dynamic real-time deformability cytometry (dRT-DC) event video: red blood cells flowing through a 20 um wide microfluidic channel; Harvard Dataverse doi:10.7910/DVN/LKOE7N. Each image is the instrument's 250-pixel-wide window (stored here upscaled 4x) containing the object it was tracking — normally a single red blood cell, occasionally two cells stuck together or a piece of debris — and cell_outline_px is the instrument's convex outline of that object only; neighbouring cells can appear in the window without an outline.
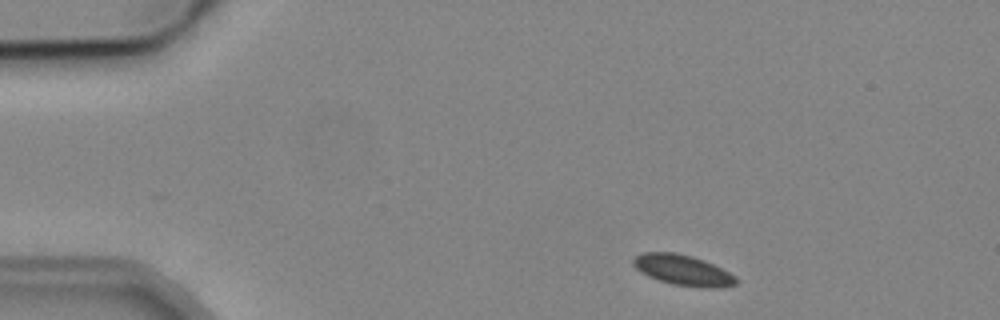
{"species": "common noctule bat (a hibernating species)", "species_latin": "Nyctalus noctula", "temperature_condition": "cold", "stored_images_in_passage": 3, "camera_frame_rate_fps": 3000, "um_per_image_px": 0.085, "animal": {"sex": "male", "body_mass_g": 19.2, "forearm_length_mm": 51.8}, "frame": {"image": 1, "passage_image": 1, "time_ms": 0.0, "image_size_px": [1000, 320], "cell_outline_px": [[740, 280], [736, 284], [724, 288], [704, 288], [672, 284], [648, 276], [640, 272], [632, 264], [632, 260], [636, 256], [644, 252], [672, 252], [692, 256], [704, 260], [736, 276]], "centroid_in_image_um": [58.07, 22.97], "position_along_channel_um": 26.9, "area_um2": 18.38}}